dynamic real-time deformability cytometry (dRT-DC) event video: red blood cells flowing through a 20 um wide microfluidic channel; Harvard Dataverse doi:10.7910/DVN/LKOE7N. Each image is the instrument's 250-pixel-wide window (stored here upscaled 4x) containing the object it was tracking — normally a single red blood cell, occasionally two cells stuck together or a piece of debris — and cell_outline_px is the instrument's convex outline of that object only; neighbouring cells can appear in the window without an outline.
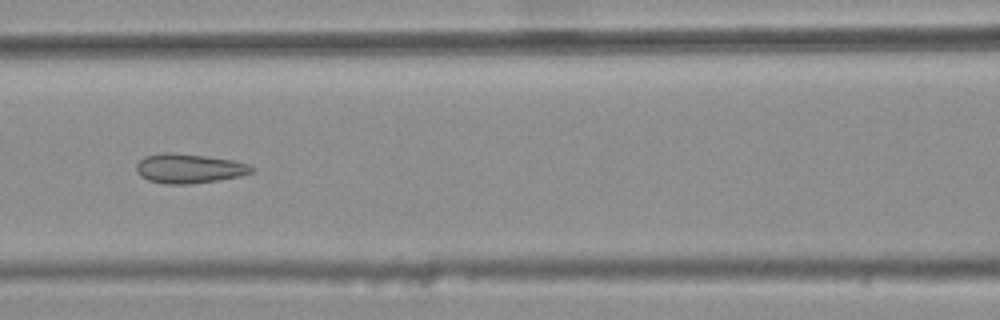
{"species": "common noctule bat (a hibernating species)", "species_latin": "Nyctalus noctula", "temperature_condition": "warm", "stored_images_in_passage": 7, "camera_frame_rate_fps": 3000, "um_per_image_px": 0.085, "animal": {"sex": "female", "body_mass_g": 25.1}, "frame": {"image": 1, "passage_image": 5, "time_ms": 1.333, "image_size_px": [1000, 320], "cell_outline_px": [[256, 168], [252, 172], [240, 176], [216, 180], [188, 184], [164, 184], [148, 180], [140, 176], [136, 172], [136, 164], [144, 156], [164, 152], [176, 152], [232, 160], [248, 164]], "centroid_in_image_um": [16.03, 14.31], "position_along_channel_um": 150.6, "area_um2": 19.83}}
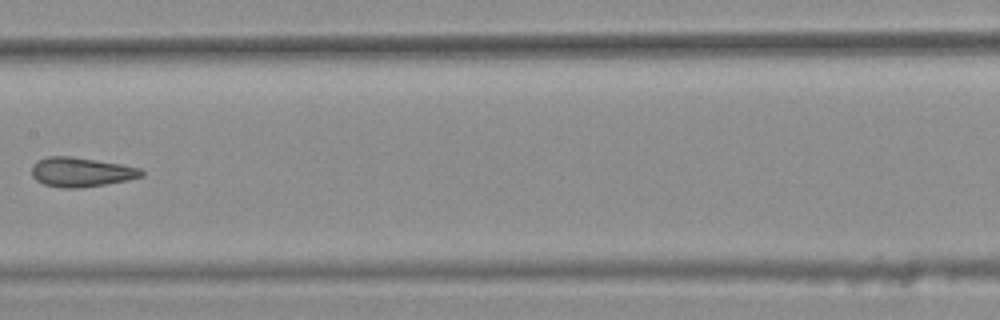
{"frame": {"image": 2, "passage_image": 6, "time_ms": 1.667, "image_size_px": [1000, 320], "cell_outline_px": [[144, 176], [128, 180], [104, 184], [76, 188], [60, 188], [44, 184], [36, 180], [32, 176], [32, 164], [36, 160], [48, 156], [72, 156], [120, 164], [140, 168], [144, 172]], "centroid_in_image_um": [6.87, 14.62], "position_along_channel_um": 200.5, "area_um2": 18.84}}
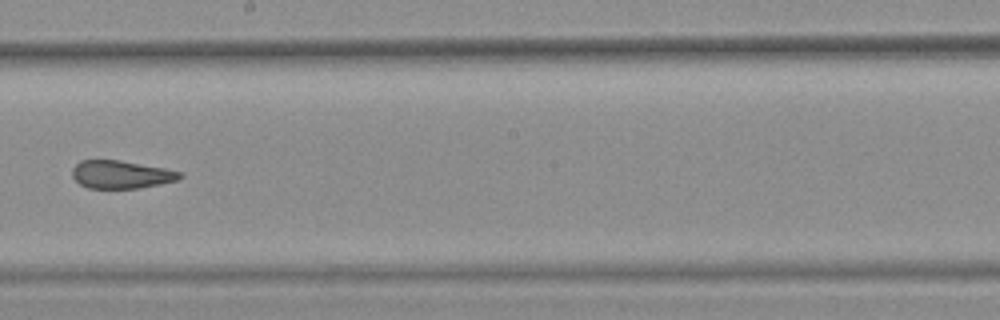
{"frame": {"image": 3, "passage_image": 7, "time_ms": 2.0, "image_size_px": [1000, 320], "cell_outline_px": [[184, 176], [180, 180], [140, 188], [88, 188], [80, 184], [72, 176], [72, 168], [80, 160], [120, 160], [164, 168], [180, 172]], "centroid_in_image_um": [10.3, 14.83], "position_along_channel_um": 237.9, "area_um2": 17.57}}